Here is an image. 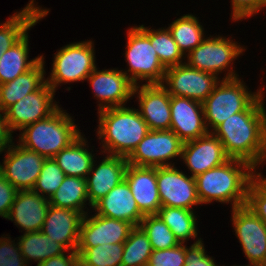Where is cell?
<instances>
[{
  "label": "cell",
  "instance_id": "obj_29",
  "mask_svg": "<svg viewBox=\"0 0 266 266\" xmlns=\"http://www.w3.org/2000/svg\"><path fill=\"white\" fill-rule=\"evenodd\" d=\"M17 244L27 262L34 259L41 263L67 251L60 243L55 242L42 231L24 233Z\"/></svg>",
  "mask_w": 266,
  "mask_h": 266
},
{
  "label": "cell",
  "instance_id": "obj_8",
  "mask_svg": "<svg viewBox=\"0 0 266 266\" xmlns=\"http://www.w3.org/2000/svg\"><path fill=\"white\" fill-rule=\"evenodd\" d=\"M183 141L172 130H150L127 158L139 167L171 166L167 161L180 156Z\"/></svg>",
  "mask_w": 266,
  "mask_h": 266
},
{
  "label": "cell",
  "instance_id": "obj_13",
  "mask_svg": "<svg viewBox=\"0 0 266 266\" xmlns=\"http://www.w3.org/2000/svg\"><path fill=\"white\" fill-rule=\"evenodd\" d=\"M157 187L161 206L193 210L192 206L201 204L195 178L171 166L157 167Z\"/></svg>",
  "mask_w": 266,
  "mask_h": 266
},
{
  "label": "cell",
  "instance_id": "obj_10",
  "mask_svg": "<svg viewBox=\"0 0 266 266\" xmlns=\"http://www.w3.org/2000/svg\"><path fill=\"white\" fill-rule=\"evenodd\" d=\"M53 88L45 82L38 90L25 95L22 99L9 106L5 111V120L11 133L21 131L25 126L46 119L59 106L53 103Z\"/></svg>",
  "mask_w": 266,
  "mask_h": 266
},
{
  "label": "cell",
  "instance_id": "obj_34",
  "mask_svg": "<svg viewBox=\"0 0 266 266\" xmlns=\"http://www.w3.org/2000/svg\"><path fill=\"white\" fill-rule=\"evenodd\" d=\"M138 28L150 39L159 60L166 69L182 64L183 53L178 48L168 28L150 30L144 25Z\"/></svg>",
  "mask_w": 266,
  "mask_h": 266
},
{
  "label": "cell",
  "instance_id": "obj_11",
  "mask_svg": "<svg viewBox=\"0 0 266 266\" xmlns=\"http://www.w3.org/2000/svg\"><path fill=\"white\" fill-rule=\"evenodd\" d=\"M232 210L235 234L250 265L266 266V225L246 205Z\"/></svg>",
  "mask_w": 266,
  "mask_h": 266
},
{
  "label": "cell",
  "instance_id": "obj_19",
  "mask_svg": "<svg viewBox=\"0 0 266 266\" xmlns=\"http://www.w3.org/2000/svg\"><path fill=\"white\" fill-rule=\"evenodd\" d=\"M139 88V89H138ZM135 93L139 96L141 117L146 122L149 130H170L171 126V95L162 84H143L134 86Z\"/></svg>",
  "mask_w": 266,
  "mask_h": 266
},
{
  "label": "cell",
  "instance_id": "obj_44",
  "mask_svg": "<svg viewBox=\"0 0 266 266\" xmlns=\"http://www.w3.org/2000/svg\"><path fill=\"white\" fill-rule=\"evenodd\" d=\"M37 266H79V255L76 250H73L68 257L63 253L37 263Z\"/></svg>",
  "mask_w": 266,
  "mask_h": 266
},
{
  "label": "cell",
  "instance_id": "obj_41",
  "mask_svg": "<svg viewBox=\"0 0 266 266\" xmlns=\"http://www.w3.org/2000/svg\"><path fill=\"white\" fill-rule=\"evenodd\" d=\"M202 242L200 238L190 248L186 246V263L184 266H217L212 257L206 255Z\"/></svg>",
  "mask_w": 266,
  "mask_h": 266
},
{
  "label": "cell",
  "instance_id": "obj_26",
  "mask_svg": "<svg viewBox=\"0 0 266 266\" xmlns=\"http://www.w3.org/2000/svg\"><path fill=\"white\" fill-rule=\"evenodd\" d=\"M44 58L29 71L12 81L0 85V109L5 111L9 106L25 95L38 90L45 82Z\"/></svg>",
  "mask_w": 266,
  "mask_h": 266
},
{
  "label": "cell",
  "instance_id": "obj_15",
  "mask_svg": "<svg viewBox=\"0 0 266 266\" xmlns=\"http://www.w3.org/2000/svg\"><path fill=\"white\" fill-rule=\"evenodd\" d=\"M85 214L80 224L77 248H91L97 245L124 243L134 227L131 223L95 214L87 218Z\"/></svg>",
  "mask_w": 266,
  "mask_h": 266
},
{
  "label": "cell",
  "instance_id": "obj_6",
  "mask_svg": "<svg viewBox=\"0 0 266 266\" xmlns=\"http://www.w3.org/2000/svg\"><path fill=\"white\" fill-rule=\"evenodd\" d=\"M127 38L125 55L130 67L123 73L134 86L138 85V79L147 80V85L162 84L166 68L159 60L150 39L138 27L129 29Z\"/></svg>",
  "mask_w": 266,
  "mask_h": 266
},
{
  "label": "cell",
  "instance_id": "obj_9",
  "mask_svg": "<svg viewBox=\"0 0 266 266\" xmlns=\"http://www.w3.org/2000/svg\"><path fill=\"white\" fill-rule=\"evenodd\" d=\"M184 63L167 68L162 85L172 96L186 97L202 103L213 92L219 79Z\"/></svg>",
  "mask_w": 266,
  "mask_h": 266
},
{
  "label": "cell",
  "instance_id": "obj_32",
  "mask_svg": "<svg viewBox=\"0 0 266 266\" xmlns=\"http://www.w3.org/2000/svg\"><path fill=\"white\" fill-rule=\"evenodd\" d=\"M203 29L197 18L192 14H186L174 20L168 28L183 55L185 51L190 53L203 42Z\"/></svg>",
  "mask_w": 266,
  "mask_h": 266
},
{
  "label": "cell",
  "instance_id": "obj_37",
  "mask_svg": "<svg viewBox=\"0 0 266 266\" xmlns=\"http://www.w3.org/2000/svg\"><path fill=\"white\" fill-rule=\"evenodd\" d=\"M65 176L53 158H46L33 191L49 199L57 191Z\"/></svg>",
  "mask_w": 266,
  "mask_h": 266
},
{
  "label": "cell",
  "instance_id": "obj_7",
  "mask_svg": "<svg viewBox=\"0 0 266 266\" xmlns=\"http://www.w3.org/2000/svg\"><path fill=\"white\" fill-rule=\"evenodd\" d=\"M96 68L92 41L72 43L54 56L51 76L46 79L53 90L60 83L86 80Z\"/></svg>",
  "mask_w": 266,
  "mask_h": 266
},
{
  "label": "cell",
  "instance_id": "obj_42",
  "mask_svg": "<svg viewBox=\"0 0 266 266\" xmlns=\"http://www.w3.org/2000/svg\"><path fill=\"white\" fill-rule=\"evenodd\" d=\"M233 20L245 19L266 7V0H231Z\"/></svg>",
  "mask_w": 266,
  "mask_h": 266
},
{
  "label": "cell",
  "instance_id": "obj_43",
  "mask_svg": "<svg viewBox=\"0 0 266 266\" xmlns=\"http://www.w3.org/2000/svg\"><path fill=\"white\" fill-rule=\"evenodd\" d=\"M18 190L0 172V216L7 218Z\"/></svg>",
  "mask_w": 266,
  "mask_h": 266
},
{
  "label": "cell",
  "instance_id": "obj_30",
  "mask_svg": "<svg viewBox=\"0 0 266 266\" xmlns=\"http://www.w3.org/2000/svg\"><path fill=\"white\" fill-rule=\"evenodd\" d=\"M87 197V180L85 178L65 176L57 191L49 198L50 205L83 211Z\"/></svg>",
  "mask_w": 266,
  "mask_h": 266
},
{
  "label": "cell",
  "instance_id": "obj_22",
  "mask_svg": "<svg viewBox=\"0 0 266 266\" xmlns=\"http://www.w3.org/2000/svg\"><path fill=\"white\" fill-rule=\"evenodd\" d=\"M94 161L87 176V197L90 206L106 196L115 186L124 180L128 160L122 156L107 155L96 167ZM95 170V171H94Z\"/></svg>",
  "mask_w": 266,
  "mask_h": 266
},
{
  "label": "cell",
  "instance_id": "obj_21",
  "mask_svg": "<svg viewBox=\"0 0 266 266\" xmlns=\"http://www.w3.org/2000/svg\"><path fill=\"white\" fill-rule=\"evenodd\" d=\"M83 216L79 211L50 205L41 231L66 250H76Z\"/></svg>",
  "mask_w": 266,
  "mask_h": 266
},
{
  "label": "cell",
  "instance_id": "obj_4",
  "mask_svg": "<svg viewBox=\"0 0 266 266\" xmlns=\"http://www.w3.org/2000/svg\"><path fill=\"white\" fill-rule=\"evenodd\" d=\"M77 129L72 118L59 107L46 119L25 126L19 144L46 158H53L81 135Z\"/></svg>",
  "mask_w": 266,
  "mask_h": 266
},
{
  "label": "cell",
  "instance_id": "obj_31",
  "mask_svg": "<svg viewBox=\"0 0 266 266\" xmlns=\"http://www.w3.org/2000/svg\"><path fill=\"white\" fill-rule=\"evenodd\" d=\"M173 232L179 243L197 237L196 217L192 210L162 206L157 213Z\"/></svg>",
  "mask_w": 266,
  "mask_h": 266
},
{
  "label": "cell",
  "instance_id": "obj_12",
  "mask_svg": "<svg viewBox=\"0 0 266 266\" xmlns=\"http://www.w3.org/2000/svg\"><path fill=\"white\" fill-rule=\"evenodd\" d=\"M11 144L4 165L0 164V172L18 191L33 190L46 157L20 144Z\"/></svg>",
  "mask_w": 266,
  "mask_h": 266
},
{
  "label": "cell",
  "instance_id": "obj_18",
  "mask_svg": "<svg viewBox=\"0 0 266 266\" xmlns=\"http://www.w3.org/2000/svg\"><path fill=\"white\" fill-rule=\"evenodd\" d=\"M87 79L95 97L102 102L99 104V110L125 106V102L133 96L134 85L122 70L98 71L95 68Z\"/></svg>",
  "mask_w": 266,
  "mask_h": 266
},
{
  "label": "cell",
  "instance_id": "obj_23",
  "mask_svg": "<svg viewBox=\"0 0 266 266\" xmlns=\"http://www.w3.org/2000/svg\"><path fill=\"white\" fill-rule=\"evenodd\" d=\"M49 206V199L33 190L18 191L6 219L15 221L22 230H26L25 233L38 232L42 229Z\"/></svg>",
  "mask_w": 266,
  "mask_h": 266
},
{
  "label": "cell",
  "instance_id": "obj_17",
  "mask_svg": "<svg viewBox=\"0 0 266 266\" xmlns=\"http://www.w3.org/2000/svg\"><path fill=\"white\" fill-rule=\"evenodd\" d=\"M181 158L194 178L230 159L226 155L222 143L212 132L195 140L184 142Z\"/></svg>",
  "mask_w": 266,
  "mask_h": 266
},
{
  "label": "cell",
  "instance_id": "obj_25",
  "mask_svg": "<svg viewBox=\"0 0 266 266\" xmlns=\"http://www.w3.org/2000/svg\"><path fill=\"white\" fill-rule=\"evenodd\" d=\"M34 4V0H31L23 10L0 25V57L49 13V9H41Z\"/></svg>",
  "mask_w": 266,
  "mask_h": 266
},
{
  "label": "cell",
  "instance_id": "obj_5",
  "mask_svg": "<svg viewBox=\"0 0 266 266\" xmlns=\"http://www.w3.org/2000/svg\"><path fill=\"white\" fill-rule=\"evenodd\" d=\"M228 71L226 77L217 83L213 92L202 102L206 127L208 129L210 125L213 131L229 116L244 111L263 92L260 89L251 94L235 71Z\"/></svg>",
  "mask_w": 266,
  "mask_h": 266
},
{
  "label": "cell",
  "instance_id": "obj_35",
  "mask_svg": "<svg viewBox=\"0 0 266 266\" xmlns=\"http://www.w3.org/2000/svg\"><path fill=\"white\" fill-rule=\"evenodd\" d=\"M79 266H121L123 243L77 248Z\"/></svg>",
  "mask_w": 266,
  "mask_h": 266
},
{
  "label": "cell",
  "instance_id": "obj_14",
  "mask_svg": "<svg viewBox=\"0 0 266 266\" xmlns=\"http://www.w3.org/2000/svg\"><path fill=\"white\" fill-rule=\"evenodd\" d=\"M244 48L229 38L221 36L204 39L195 49L188 53V65L215 76L230 66Z\"/></svg>",
  "mask_w": 266,
  "mask_h": 266
},
{
  "label": "cell",
  "instance_id": "obj_39",
  "mask_svg": "<svg viewBox=\"0 0 266 266\" xmlns=\"http://www.w3.org/2000/svg\"><path fill=\"white\" fill-rule=\"evenodd\" d=\"M186 246L183 243L170 249L153 250L147 266H184Z\"/></svg>",
  "mask_w": 266,
  "mask_h": 266
},
{
  "label": "cell",
  "instance_id": "obj_3",
  "mask_svg": "<svg viewBox=\"0 0 266 266\" xmlns=\"http://www.w3.org/2000/svg\"><path fill=\"white\" fill-rule=\"evenodd\" d=\"M99 112L98 139H102L103 152L128 158L150 131L139 109L110 107ZM108 150V151H107Z\"/></svg>",
  "mask_w": 266,
  "mask_h": 266
},
{
  "label": "cell",
  "instance_id": "obj_38",
  "mask_svg": "<svg viewBox=\"0 0 266 266\" xmlns=\"http://www.w3.org/2000/svg\"><path fill=\"white\" fill-rule=\"evenodd\" d=\"M261 173L250 182L246 206L266 225V179Z\"/></svg>",
  "mask_w": 266,
  "mask_h": 266
},
{
  "label": "cell",
  "instance_id": "obj_36",
  "mask_svg": "<svg viewBox=\"0 0 266 266\" xmlns=\"http://www.w3.org/2000/svg\"><path fill=\"white\" fill-rule=\"evenodd\" d=\"M139 226L149 238L153 250L170 249L180 244L158 214L144 216Z\"/></svg>",
  "mask_w": 266,
  "mask_h": 266
},
{
  "label": "cell",
  "instance_id": "obj_24",
  "mask_svg": "<svg viewBox=\"0 0 266 266\" xmlns=\"http://www.w3.org/2000/svg\"><path fill=\"white\" fill-rule=\"evenodd\" d=\"M92 208L97 211V215L124 220L133 226H139L144 217L125 179L97 201Z\"/></svg>",
  "mask_w": 266,
  "mask_h": 266
},
{
  "label": "cell",
  "instance_id": "obj_16",
  "mask_svg": "<svg viewBox=\"0 0 266 266\" xmlns=\"http://www.w3.org/2000/svg\"><path fill=\"white\" fill-rule=\"evenodd\" d=\"M170 108V130L183 142L195 140L211 133L205 124L203 105L201 102L186 97L171 95Z\"/></svg>",
  "mask_w": 266,
  "mask_h": 266
},
{
  "label": "cell",
  "instance_id": "obj_28",
  "mask_svg": "<svg viewBox=\"0 0 266 266\" xmlns=\"http://www.w3.org/2000/svg\"><path fill=\"white\" fill-rule=\"evenodd\" d=\"M28 42V33H26L0 57V85L26 73L41 60V56H38L35 59L27 61L29 51Z\"/></svg>",
  "mask_w": 266,
  "mask_h": 266
},
{
  "label": "cell",
  "instance_id": "obj_1",
  "mask_svg": "<svg viewBox=\"0 0 266 266\" xmlns=\"http://www.w3.org/2000/svg\"><path fill=\"white\" fill-rule=\"evenodd\" d=\"M230 159L256 167L266 159V110L261 93L244 111L224 120L213 132Z\"/></svg>",
  "mask_w": 266,
  "mask_h": 266
},
{
  "label": "cell",
  "instance_id": "obj_2",
  "mask_svg": "<svg viewBox=\"0 0 266 266\" xmlns=\"http://www.w3.org/2000/svg\"><path fill=\"white\" fill-rule=\"evenodd\" d=\"M254 169L246 161L229 159L224 164L199 174L195 177V182L201 204L211 203L213 200L222 203L233 201L232 209L246 205L248 186L258 175Z\"/></svg>",
  "mask_w": 266,
  "mask_h": 266
},
{
  "label": "cell",
  "instance_id": "obj_40",
  "mask_svg": "<svg viewBox=\"0 0 266 266\" xmlns=\"http://www.w3.org/2000/svg\"><path fill=\"white\" fill-rule=\"evenodd\" d=\"M8 237L0 238V266H27L22 253L19 249V244H12Z\"/></svg>",
  "mask_w": 266,
  "mask_h": 266
},
{
  "label": "cell",
  "instance_id": "obj_20",
  "mask_svg": "<svg viewBox=\"0 0 266 266\" xmlns=\"http://www.w3.org/2000/svg\"><path fill=\"white\" fill-rule=\"evenodd\" d=\"M124 179L130 187L140 212L144 216L157 214L162 207L157 187V167L128 164Z\"/></svg>",
  "mask_w": 266,
  "mask_h": 266
},
{
  "label": "cell",
  "instance_id": "obj_27",
  "mask_svg": "<svg viewBox=\"0 0 266 266\" xmlns=\"http://www.w3.org/2000/svg\"><path fill=\"white\" fill-rule=\"evenodd\" d=\"M84 146H86L85 138L80 135L53 157L66 176L87 178L95 160L94 155Z\"/></svg>",
  "mask_w": 266,
  "mask_h": 266
},
{
  "label": "cell",
  "instance_id": "obj_33",
  "mask_svg": "<svg viewBox=\"0 0 266 266\" xmlns=\"http://www.w3.org/2000/svg\"><path fill=\"white\" fill-rule=\"evenodd\" d=\"M153 249L140 226H134L123 243L121 266H147Z\"/></svg>",
  "mask_w": 266,
  "mask_h": 266
},
{
  "label": "cell",
  "instance_id": "obj_45",
  "mask_svg": "<svg viewBox=\"0 0 266 266\" xmlns=\"http://www.w3.org/2000/svg\"><path fill=\"white\" fill-rule=\"evenodd\" d=\"M0 152L8 149L12 143V133L10 132L5 120V113L0 109ZM3 115V116H2Z\"/></svg>",
  "mask_w": 266,
  "mask_h": 266
}]
</instances>
